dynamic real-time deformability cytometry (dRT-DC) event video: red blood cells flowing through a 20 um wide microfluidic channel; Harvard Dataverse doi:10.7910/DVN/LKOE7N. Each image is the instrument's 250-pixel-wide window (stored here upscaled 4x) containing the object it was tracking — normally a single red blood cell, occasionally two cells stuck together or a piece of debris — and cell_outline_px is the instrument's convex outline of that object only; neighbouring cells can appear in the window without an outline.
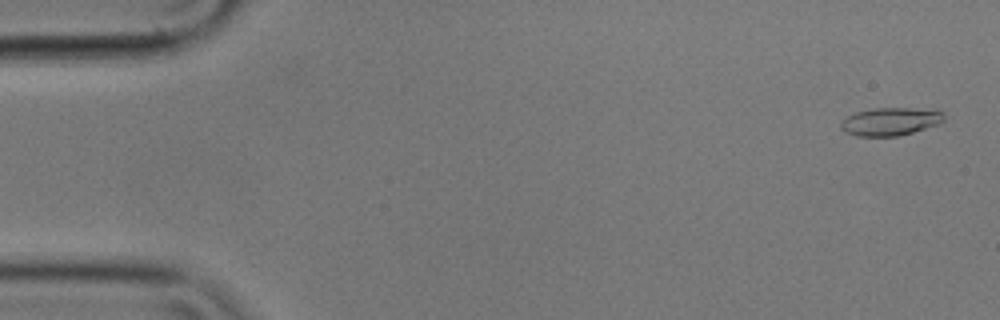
{"species": "common noctule bat (a hibernating species)", "species_latin": "Nyctalus noctula", "temperature_condition": "cold", "stored_images_in_passage": 50, "camera_frame_rate_fps": 3000, "um_per_image_px": 0.085, "animal": {"sex": "male", "body_mass_g": 17.9}, "frame": {"image": 1, "passage_image": 2, "time_ms": 0.333, "image_size_px": [1000, 320], "cell_outline_px": [[944, 120], [936, 124], [900, 136], [856, 136], [844, 132], [840, 128], [840, 124], [848, 116], [856, 112], [872, 108], [936, 108], [944, 116]], "centroid_in_image_um": [75.67, 10.32], "position_along_channel_um": 9.3, "area_um2": 16.82}}
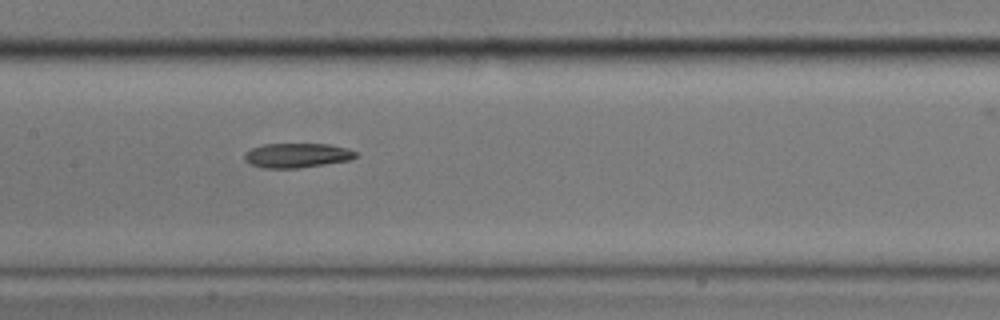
{"frame": {"image": 2, "passage_image": 27, "time_ms": 8.667, "image_size_px": [1000, 320], "cell_outline_px": [[356, 156], [348, 160], [300, 168], [264, 168], [252, 164], [244, 160], [244, 152], [252, 148], [264, 144], [328, 144], [348, 148], [356, 152]], "centroid_in_image_um": [25.21, 13.2], "position_along_channel_um": 182.2, "area_um2": 15.78}}
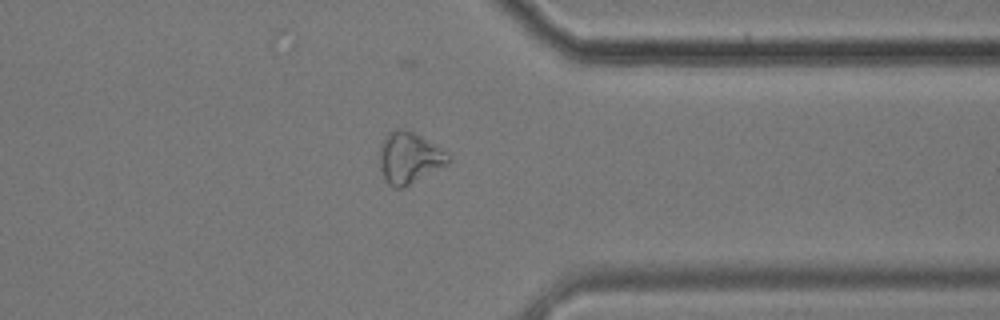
{"frame": {"image": 3, "passage_image": 44, "time_ms": 14.333, "image_size_px": [1000, 320], "cell_outline_px": [[452, 160], [448, 164], [404, 188], [392, 188], [384, 180], [380, 168], [380, 148], [388, 132], [396, 128], [404, 128], [420, 136], [448, 152], [452, 156]], "centroid_in_image_um": [34.8, 13.44], "position_along_channel_um": 376.6, "area_um2": 20.75}}